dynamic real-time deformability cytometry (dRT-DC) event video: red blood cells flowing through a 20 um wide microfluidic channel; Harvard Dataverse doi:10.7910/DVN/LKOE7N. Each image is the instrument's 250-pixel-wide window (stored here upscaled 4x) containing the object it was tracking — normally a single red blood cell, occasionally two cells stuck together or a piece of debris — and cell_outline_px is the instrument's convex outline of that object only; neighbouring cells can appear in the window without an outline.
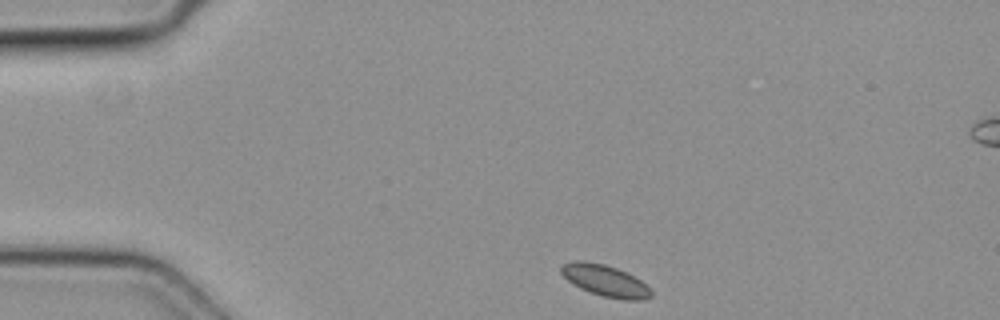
{"species": "common noctule bat (a hibernating species)", "species_latin": "Nyctalus noctula", "temperature_condition": "cold", "stored_images_in_passage": 4, "camera_frame_rate_fps": 3000, "um_per_image_px": 0.085, "animal": {"sex": "female", "body_mass_g": 19.3, "forearm_length_mm": 54.1}, "frame": {"image": 1, "passage_image": 1, "time_ms": 0.0, "image_size_px": [1000, 320], "cell_outline_px": [[652, 296], [640, 300], [624, 300], [604, 296], [580, 288], [572, 284], [560, 272], [560, 268], [564, 264], [576, 260], [584, 260], [604, 264], [628, 272], [640, 280], [652, 292]], "centroid_in_image_um": [51.43, 23.84], "position_along_channel_um": 33.6, "area_um2": 16.36}}
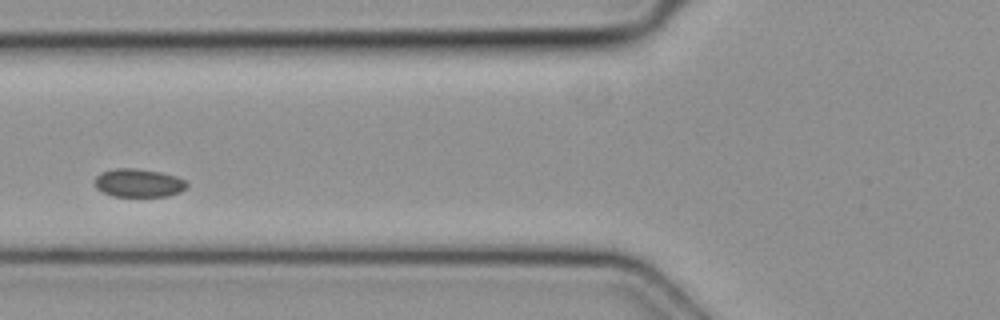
{"frame": {"image": 2, "passage_image": 4, "time_ms": 1.0, "image_size_px": [1000, 320], "cell_outline_px": [[188, 188], [180, 192], [168, 196], [112, 196], [96, 188], [92, 180], [100, 172], [116, 168], [136, 168], [160, 172], [176, 176], [184, 180], [188, 184]], "centroid_in_image_um": [11.76, 15.54], "position_along_channel_um": 114.0, "area_um2": 15.37}}